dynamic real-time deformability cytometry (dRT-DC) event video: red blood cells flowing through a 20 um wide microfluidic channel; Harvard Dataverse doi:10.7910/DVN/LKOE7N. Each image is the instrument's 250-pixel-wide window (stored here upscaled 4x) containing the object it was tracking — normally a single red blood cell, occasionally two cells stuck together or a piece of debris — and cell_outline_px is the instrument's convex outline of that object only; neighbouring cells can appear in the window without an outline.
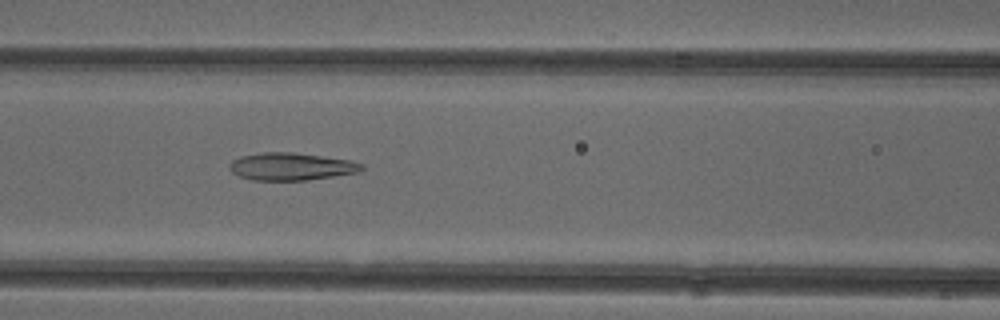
{"species": "common noctule bat (a hibernating species)", "species_latin": "Nyctalus noctula", "temperature_condition": "cold", "stored_images_in_passage": 35, "camera_frame_rate_fps": 3000, "um_per_image_px": 0.085, "animal": {"sex": "female"}, "frame": {"image": 1, "passage_image": 7, "time_ms": 2.0, "image_size_px": [1000, 320], "cell_outline_px": [[364, 168], [360, 172], [308, 180], [252, 180], [240, 176], [232, 172], [228, 168], [228, 164], [232, 160], [240, 156], [264, 152], [296, 152], [352, 160], [364, 164]], "centroid_in_image_um": [24.77, 14.14], "position_along_channel_um": 141.8, "area_um2": 21.44}}
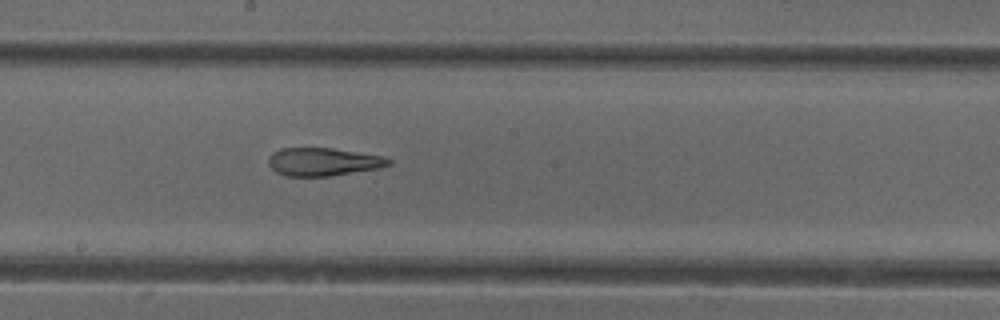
{"frame": {"image": 2, "passage_image": 13, "time_ms": 4.0, "image_size_px": [1000, 320], "cell_outline_px": [[392, 164], [380, 168], [328, 176], [284, 176], [276, 172], [268, 164], [268, 156], [272, 152], [280, 148], [332, 148], [384, 156], [392, 160]], "centroid_in_image_um": [27.46, 13.75], "position_along_channel_um": 220.7, "area_um2": 19.77}}
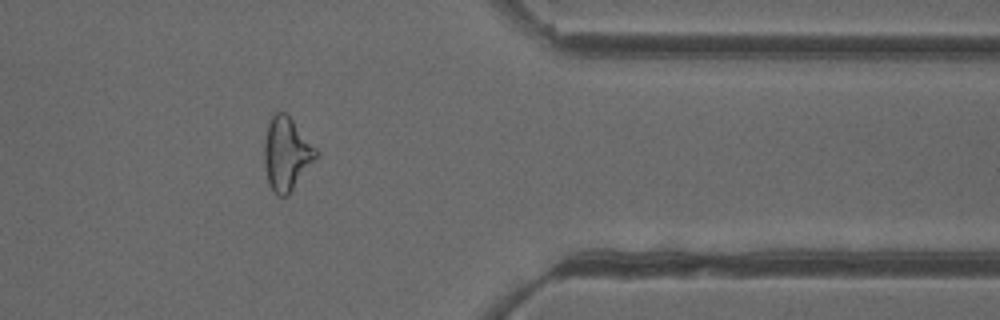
{"frame": {"image": 3, "passage_image": 27, "time_ms": 8.667, "image_size_px": [1000, 320], "cell_outline_px": [[320, 152], [288, 196], [276, 196], [268, 184], [264, 164], [264, 140], [268, 120], [272, 112], [284, 112], [292, 120]], "centroid_in_image_um": [24.32, 13.07], "position_along_channel_um": 387.1, "area_um2": 22.2}}